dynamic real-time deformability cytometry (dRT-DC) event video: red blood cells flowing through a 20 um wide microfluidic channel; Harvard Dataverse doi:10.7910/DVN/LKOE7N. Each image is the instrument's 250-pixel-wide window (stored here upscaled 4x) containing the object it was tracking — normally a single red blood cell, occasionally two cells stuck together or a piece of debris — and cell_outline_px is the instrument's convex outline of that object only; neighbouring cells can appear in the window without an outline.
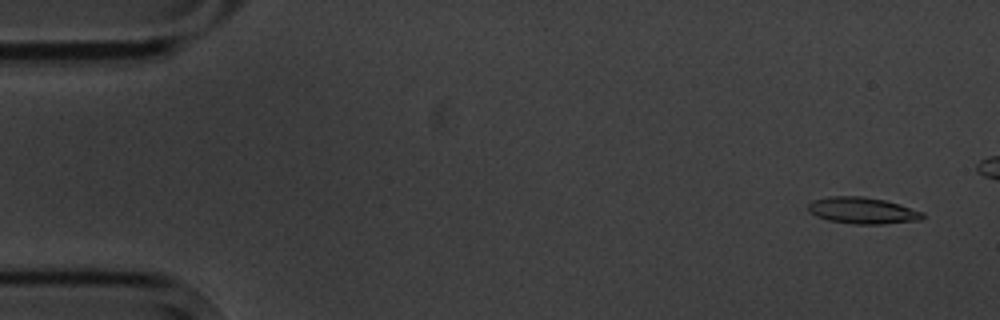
{"species": "common noctule bat (a hibernating species)", "species_latin": "Nyctalus noctula", "temperature_condition": "cold", "stored_images_in_passage": 5, "camera_frame_rate_fps": 3000, "um_per_image_px": 0.085, "animal": {"sex": "male", "body_mass_g": 20.1, "forearm_length_mm": 53.5}, "frame": {"image": 1, "passage_image": 1, "time_ms": 0.0, "image_size_px": [1000, 320], "cell_outline_px": [[924, 220], [880, 224], [852, 224], [828, 220], [816, 216], [808, 212], [808, 204], [812, 200], [828, 196], [864, 196], [884, 200], [900, 204], [924, 212]], "centroid_in_image_um": [73.32, 17.89], "position_along_channel_um": 11.7, "area_um2": 17.92}}